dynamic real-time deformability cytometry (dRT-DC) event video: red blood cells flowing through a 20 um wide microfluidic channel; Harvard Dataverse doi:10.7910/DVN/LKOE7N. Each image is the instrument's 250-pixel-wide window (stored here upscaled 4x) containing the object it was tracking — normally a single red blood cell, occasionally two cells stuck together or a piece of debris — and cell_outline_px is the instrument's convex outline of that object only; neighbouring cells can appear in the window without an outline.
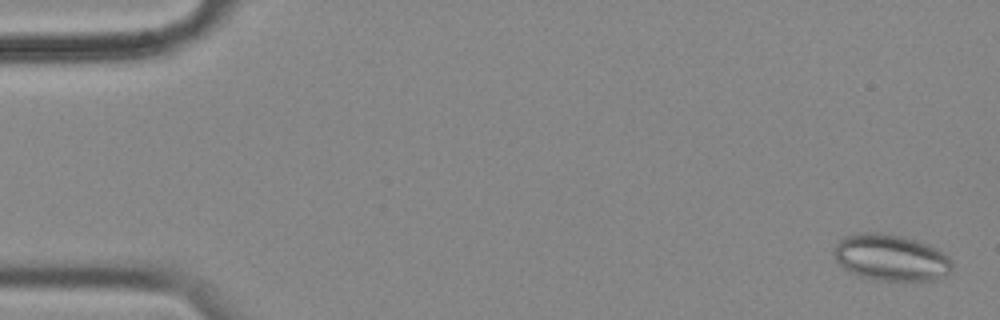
{"species": "common noctule bat (a hibernating species)", "species_latin": "Nyctalus noctula", "temperature_condition": "cold", "stored_images_in_passage": 56, "camera_frame_rate_fps": 3000, "um_per_image_px": 0.085, "animal": {"sex": "female", "body_mass_g": 18.4}, "frame": {"image": 1, "passage_image": 2, "time_ms": 0.333, "image_size_px": [1000, 320], "cell_outline_px": [[952, 272], [948, 276], [940, 280], [876, 280], [860, 276], [844, 268], [836, 260], [832, 252], [836, 244], [844, 236], [860, 232], [880, 232], [900, 236], [916, 240], [928, 244], [944, 252], [952, 260]], "centroid_in_image_um": [75.76, 21.9], "position_along_channel_um": 9.2, "area_um2": 32.31}}
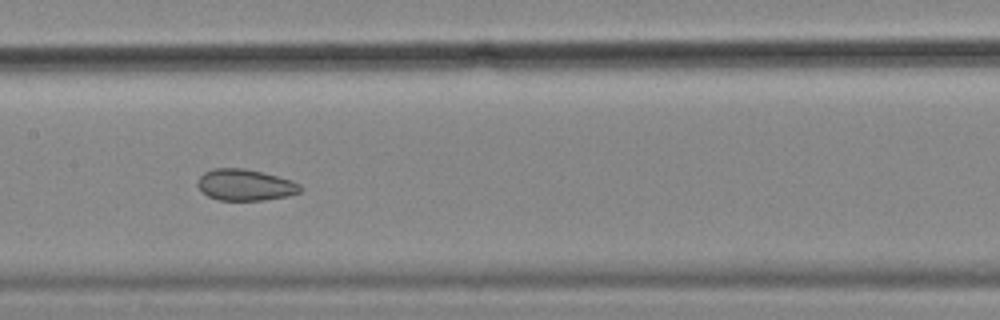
{"frame": {"image": 2, "passage_image": 28, "time_ms": 9.0, "image_size_px": [1000, 320], "cell_outline_px": [[304, 188], [300, 192], [288, 196], [264, 200], [220, 200], [208, 196], [196, 184], [200, 176], [204, 172], [212, 168], [244, 168], [264, 172], [292, 180], [300, 184]], "centroid_in_image_um": [20.87, 15.71], "position_along_channel_um": 186.5, "area_um2": 18.9}}
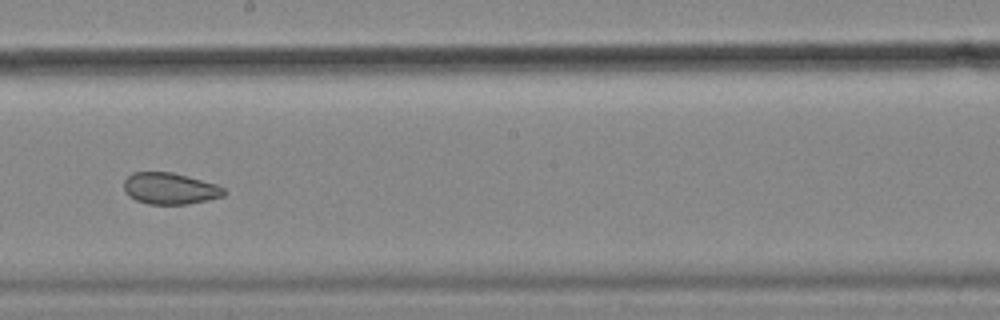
{"frame": {"image": 3, "passage_image": 32, "time_ms": 10.333, "image_size_px": [1000, 320], "cell_outline_px": [[228, 192], [224, 196], [208, 200], [188, 204], [148, 204], [136, 200], [128, 196], [124, 192], [124, 180], [132, 172], [172, 172], [188, 176], [216, 184], [224, 188]], "centroid_in_image_um": [14.45, 16.02], "position_along_channel_um": 233.8, "area_um2": 18.55}, "authors_computed_cell_mechanics": {"area_um2": 23.8136, "velocity_mm_per_s": 3.5603, "shape_relaxation_time_tau1_ms": null, "shape_relaxation_time_tau2_ms": 1.5896, "deformation_change_tau1": null, "deformation_change_tau2": 0.0688}}